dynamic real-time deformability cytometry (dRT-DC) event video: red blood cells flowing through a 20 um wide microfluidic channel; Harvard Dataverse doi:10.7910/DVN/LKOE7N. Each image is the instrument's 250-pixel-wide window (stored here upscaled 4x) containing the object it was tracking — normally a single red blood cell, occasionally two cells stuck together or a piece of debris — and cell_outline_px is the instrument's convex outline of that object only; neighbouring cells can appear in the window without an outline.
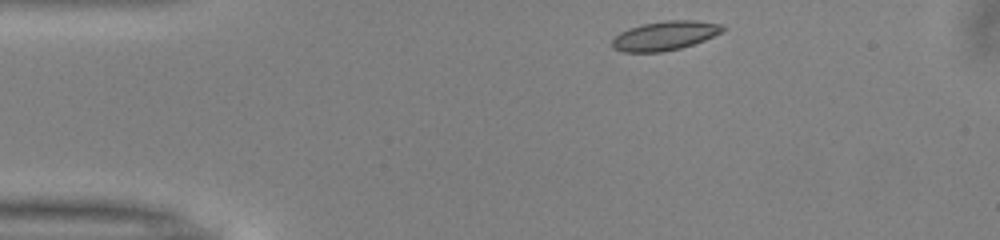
{"species": "common noctule bat (a hibernating species)", "species_latin": "Nyctalus noctula", "temperature_condition": "warm", "stored_images_in_passage": 32, "camera_frame_rate_fps": 3000, "um_per_image_px": 0.085, "animal": {"sex": "male", "body_mass_g": 13.0, "forearm_length_mm": 53.1}, "frame": {"image": 1, "passage_image": 1, "time_ms": 0.0, "image_size_px": [1000, 240], "cell_outline_px": [[724, 28], [720, 32], [704, 40], [680, 48], [660, 52], [624, 52], [612, 48], [612, 40], [620, 32], [628, 28], [644, 24], [668, 20], [696, 20], [720, 24]], "centroid_in_image_um": [56.47, 3.03], "position_along_channel_um": 28.5, "area_um2": 18.5}}
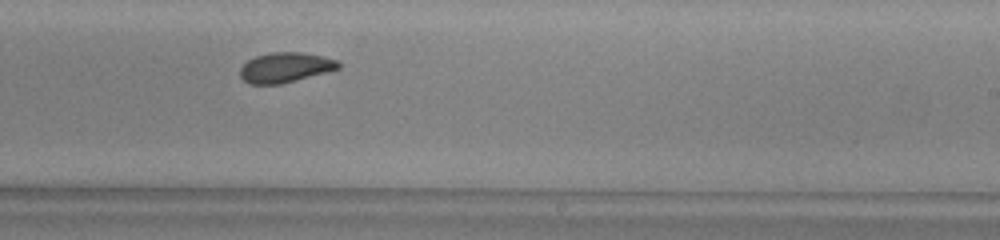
{"frame": {"image": 2, "passage_image": 23, "time_ms": 7.333, "image_size_px": [1000, 240], "cell_outline_px": [[340, 68], [328, 72], [280, 84], [248, 84], [240, 76], [240, 68], [248, 60], [256, 56], [272, 52], [300, 52], [324, 56], [336, 60], [340, 64]], "centroid_in_image_um": [24.25, 5.73], "position_along_channel_um": 264.7, "area_um2": 17.17}}
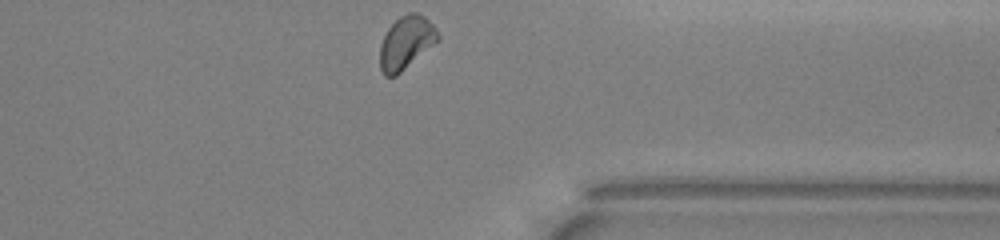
{"frame": {"image": 3, "passage_image": 32, "time_ms": 10.333, "image_size_px": [1000, 240], "cell_outline_px": [[440, 40], [396, 76], [384, 76], [380, 68], [380, 44], [388, 28], [400, 16], [408, 12], [416, 12], [424, 16], [436, 28], [440, 36]], "centroid_in_image_um": [34.53, 3.62], "position_along_channel_um": 376.9, "area_um2": 17.98}, "authors_computed_cell_mechanics": {"area_um2": 17.7157, "velocity_mm_per_s": 3.9864, "shape_relaxation_time_tau1_ms": 5.1022, "shape_relaxation_time_tau2_ms": 1.5732, "deformation_change_tau1": 0.1255, "deformation_change_tau2": 0.0539}}